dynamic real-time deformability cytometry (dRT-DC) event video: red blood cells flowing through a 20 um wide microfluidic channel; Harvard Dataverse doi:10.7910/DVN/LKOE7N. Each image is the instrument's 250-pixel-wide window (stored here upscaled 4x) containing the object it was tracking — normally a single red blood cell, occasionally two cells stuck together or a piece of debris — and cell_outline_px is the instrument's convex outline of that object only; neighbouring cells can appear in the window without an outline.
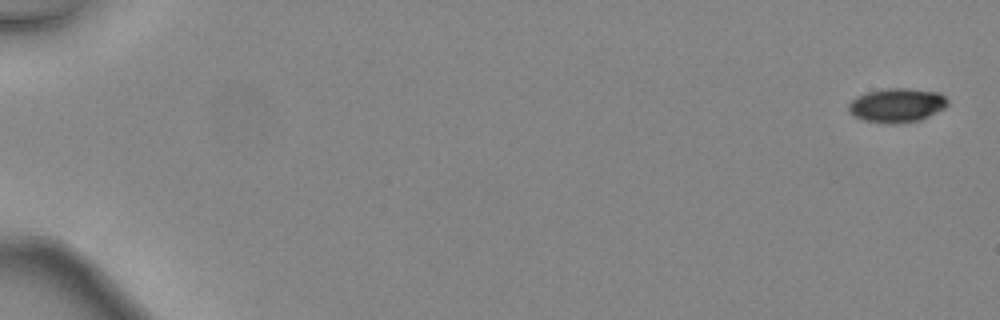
{"species": "common noctule bat (a hibernating species)", "species_latin": "Nyctalus noctula", "temperature_condition": "warm", "stored_images_in_passage": 47, "camera_frame_rate_fps": 3000, "um_per_image_px": 0.085, "animal": {"sex": "female", "body_mass_g": 24.6, "forearm_length_mm": 56.2}, "frame": {"image": 1, "passage_image": 1, "time_ms": 0.0, "image_size_px": [1000, 320], "cell_outline_px": [[948, 104], [944, 108], [920, 120], [896, 124], [888, 124], [864, 120], [848, 112], [848, 104], [856, 96], [868, 92], [888, 88], [908, 88], [940, 92], [948, 100]], "centroid_in_image_um": [76.24, 8.94], "position_along_channel_um": 8.8, "area_um2": 19.71}}
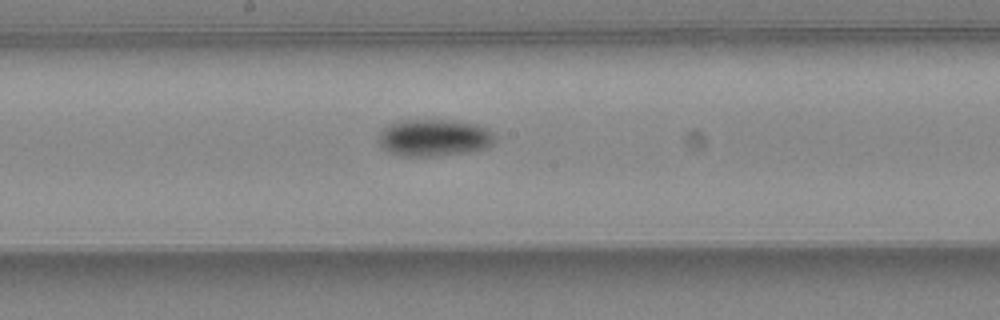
{"frame": {"image": 2, "passage_image": 27, "time_ms": 8.667, "image_size_px": [1000, 320], "cell_outline_px": [[496, 140], [492, 144], [484, 148], [468, 152], [436, 156], [404, 156], [388, 152], [380, 144], [380, 132], [388, 124], [400, 120], [456, 120], [476, 124], [488, 128], [496, 136]], "centroid_in_image_um": [36.93, 11.7], "position_along_channel_um": 211.3, "area_um2": 25.2}}
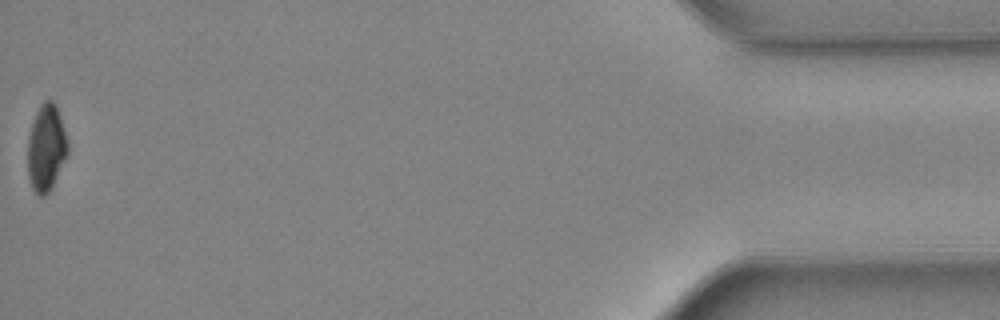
{"frame": {"image": 3, "passage_image": 47, "time_ms": 15.333, "image_size_px": [1000, 320], "cell_outline_px": [[68, 156], [52, 188], [44, 196], [40, 196], [32, 188], [28, 176], [28, 136], [36, 112], [40, 104], [44, 100], [52, 100], [56, 104], [60, 116], [68, 144]], "centroid_in_image_um": [3.94, 12.58], "position_along_channel_um": 431.3, "area_um2": 20.35}, "authors_computed_cell_mechanics": {"area_um2": 21.7328, "velocity_mm_per_s": 4.5721, "shape_relaxation_time_tau1_ms": 3.6012, "shape_relaxation_time_tau2_ms": null, "deformation_change_tau1": 0.1005, "deformation_change_tau2": null}}